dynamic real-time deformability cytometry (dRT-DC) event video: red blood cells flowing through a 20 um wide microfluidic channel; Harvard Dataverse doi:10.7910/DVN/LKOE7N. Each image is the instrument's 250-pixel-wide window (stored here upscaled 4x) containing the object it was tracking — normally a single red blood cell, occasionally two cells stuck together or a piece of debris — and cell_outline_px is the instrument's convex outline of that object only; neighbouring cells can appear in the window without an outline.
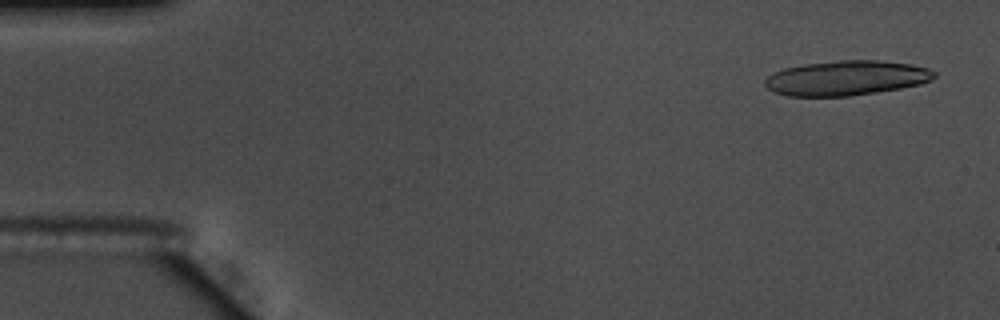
{"species": "common noctule bat (a hibernating species)", "species_latin": "Nyctalus noctula", "temperature_condition": "warm", "stored_images_in_passage": 19, "camera_frame_rate_fps": 3000, "um_per_image_px": 0.085, "animal": {"sex": "male", "body_mass_g": 17.5, "forearm_length_mm": 52.3}, "frame": {"image": 1, "passage_image": 3, "time_ms": 0.667, "image_size_px": [1000, 320], "cell_outline_px": [[936, 76], [932, 80], [920, 84], [900, 88], [876, 92], [848, 96], [788, 96], [772, 92], [764, 84], [764, 80], [768, 76], [784, 68], [804, 64], [840, 60], [880, 60], [912, 64], [928, 68], [936, 72]], "centroid_in_image_um": [71.95, 6.63], "position_along_channel_um": 13.1, "area_um2": 34.39}}